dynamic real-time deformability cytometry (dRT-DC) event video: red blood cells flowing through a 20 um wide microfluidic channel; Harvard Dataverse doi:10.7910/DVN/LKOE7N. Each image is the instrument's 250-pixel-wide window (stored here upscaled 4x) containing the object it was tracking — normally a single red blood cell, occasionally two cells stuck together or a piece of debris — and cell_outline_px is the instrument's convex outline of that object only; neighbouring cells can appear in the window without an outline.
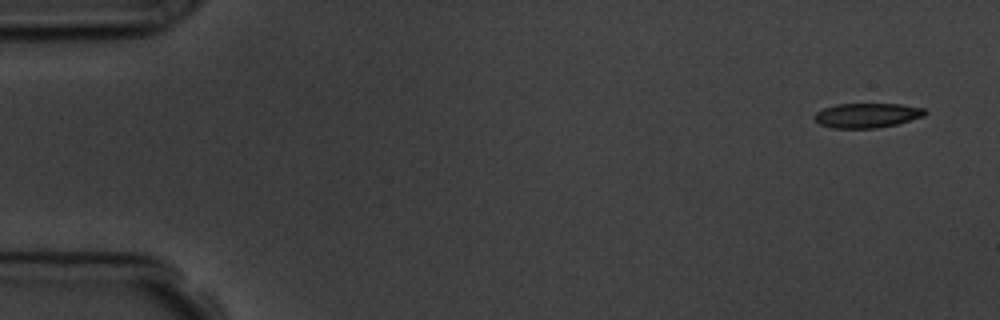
{"species": "common noctule bat (a hibernating species)", "species_latin": "Nyctalus noctula", "temperature_condition": "room temperature", "stored_images_in_passage": 5, "camera_frame_rate_fps": 3000, "um_per_image_px": 0.085, "animal": {"sex": "male", "body_mass_g": 19.5, "forearm_length_mm": 54.6}, "frame": {"image": 1, "passage_image": 1, "time_ms": 0.0, "image_size_px": [1000, 320], "cell_outline_px": [[928, 112], [924, 116], [896, 124], [876, 128], [832, 128], [820, 124], [812, 116], [816, 112], [824, 108], [836, 104], [900, 104], [924, 108]], "centroid_in_image_um": [73.69, 9.8], "position_along_channel_um": 11.3, "area_um2": 15.84}}